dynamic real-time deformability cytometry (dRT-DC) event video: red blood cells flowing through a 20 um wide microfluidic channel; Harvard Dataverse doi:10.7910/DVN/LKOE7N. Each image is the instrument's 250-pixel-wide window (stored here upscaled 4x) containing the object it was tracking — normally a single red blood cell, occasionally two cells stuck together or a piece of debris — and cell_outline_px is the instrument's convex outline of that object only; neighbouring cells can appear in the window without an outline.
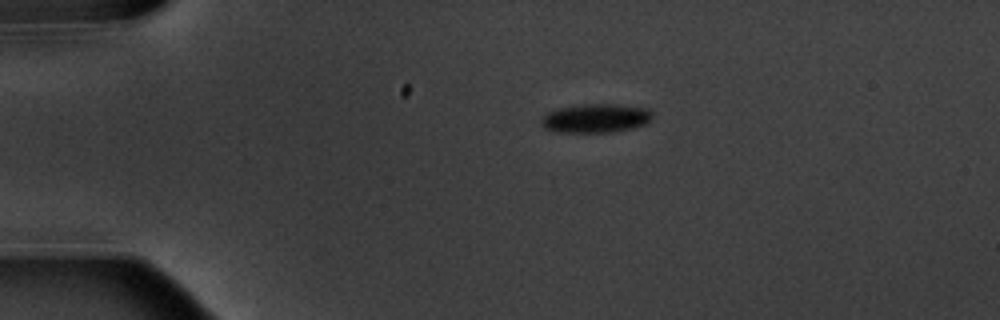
{"species": "common noctule bat (a hibernating species)", "species_latin": "Nyctalus noctula", "temperature_condition": "warm", "stored_images_in_passage": 15, "camera_frame_rate_fps": 3000, "um_per_image_px": 0.085, "animal": {"sex": "male", "body_mass_g": 20.1, "forearm_length_mm": 53.5}, "frame": {"image": 1, "passage_image": 3, "time_ms": 3.333, "image_size_px": [1000, 320], "cell_outline_px": [[652, 116], [644, 124], [632, 128], [612, 132], [556, 132], [544, 128], [540, 124], [540, 120], [548, 112], [556, 108], [580, 104], [612, 104], [644, 108], [652, 112]], "centroid_in_image_um": [50.56, 10.05], "position_along_channel_um": 34.4, "area_um2": 18.61}}
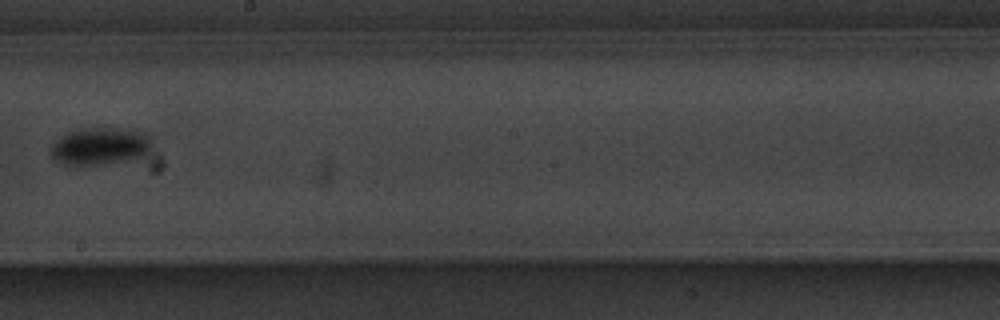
{"frame": {"image": 2, "passage_image": 9, "time_ms": 10.333, "image_size_px": [1000, 320], "cell_outline_px": [[152, 148], [144, 156], [100, 164], [64, 164], [52, 160], [52, 144], [60, 136], [68, 132], [80, 128], [104, 124], [136, 128], [152, 136]], "centroid_in_image_um": [8.58, 12.33], "position_along_channel_um": 239.6, "area_um2": 23.0}}
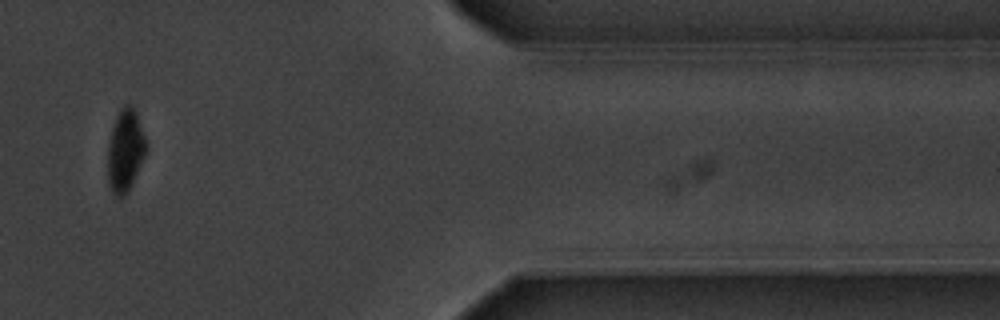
{"frame": {"image": 3, "passage_image": 13, "time_ms": 15.667, "image_size_px": [1000, 320], "cell_outline_px": [[148, 148], [132, 184], [128, 192], [124, 196], [116, 196], [112, 192], [108, 184], [108, 144], [112, 128], [116, 116], [120, 108], [124, 104], [132, 104], [136, 112], [148, 144]], "centroid_in_image_um": [10.66, 12.77], "position_along_channel_um": 400.7, "area_um2": 18.61}, "authors_computed_cell_mechanics": {"area_um2": 18.6116, "velocity_mm_per_s": 3.6279, "shape_relaxation_time_tau1_ms": 1.3592, "shape_relaxation_time_tau2_ms": null, "deformation_change_tau1": 0.0976, "deformation_change_tau2": null}}